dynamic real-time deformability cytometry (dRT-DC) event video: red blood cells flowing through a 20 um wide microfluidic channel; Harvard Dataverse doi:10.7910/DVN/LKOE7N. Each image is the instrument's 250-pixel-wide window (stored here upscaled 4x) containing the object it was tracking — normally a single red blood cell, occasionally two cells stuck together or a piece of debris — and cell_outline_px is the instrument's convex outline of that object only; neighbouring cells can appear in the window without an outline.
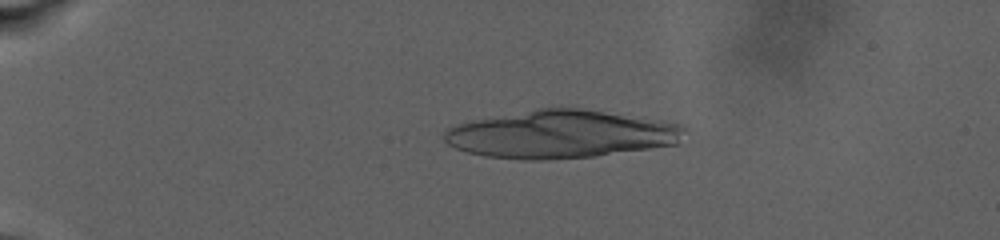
{"species": "human", "species_latin": "Homo sapiens", "temperature_condition": "warm", "stored_images_in_passage": 30, "camera_frame_rate_fps": 3000, "um_per_image_px": 0.085, "donor": {"sex": "male"}, "frame": {"image": 1, "passage_image": 21, "time_ms": 6.0, "image_size_px": [1000, 240], "cell_outline_px": [[684, 128], [680, 144], [596, 156], [544, 160], [520, 160], [484, 156], [468, 152], [456, 148], [448, 144], [444, 140], [444, 132], [448, 128], [456, 124], [472, 120], [536, 108], [580, 108], [664, 120], [680, 124]], "centroid_in_image_um": [47.68, 11.41], "position_along_channel_um": 37.3, "area_um2": 67.39}}